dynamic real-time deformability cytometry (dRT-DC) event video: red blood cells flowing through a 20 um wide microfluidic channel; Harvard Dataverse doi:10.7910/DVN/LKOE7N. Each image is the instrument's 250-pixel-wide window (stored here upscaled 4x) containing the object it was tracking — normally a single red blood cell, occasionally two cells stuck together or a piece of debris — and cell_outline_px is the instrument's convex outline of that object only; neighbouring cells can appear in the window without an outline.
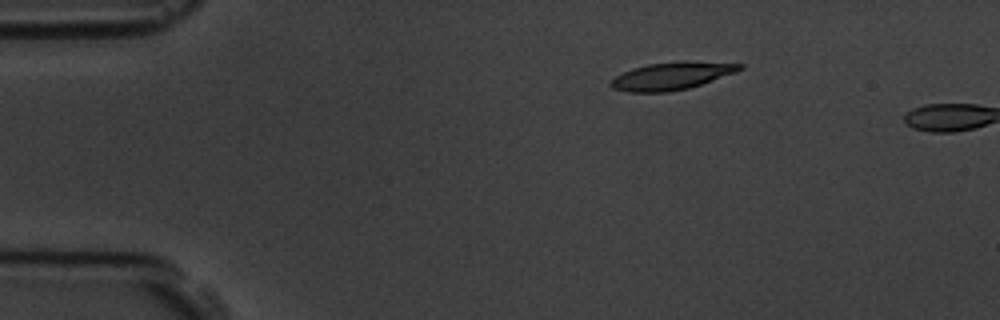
{"species": "common noctule bat (a hibernating species)", "species_latin": "Nyctalus noctula", "temperature_condition": "room temperature", "stored_images_in_passage": 2, "camera_frame_rate_fps": 3000, "um_per_image_px": 0.085, "animal": {"sex": "male", "body_mass_g": 19.5, "forearm_length_mm": 54.6}, "frame": {"image": 1, "passage_image": 1, "time_ms": 0.0, "image_size_px": [1000, 320], "cell_outline_px": [[744, 68], [736, 72], [688, 88], [668, 92], [628, 92], [612, 88], [608, 84], [616, 76], [632, 68], [648, 64], [684, 60], [688, 60], [744, 64]], "centroid_in_image_um": [57.1, 6.44], "position_along_channel_um": 27.9, "area_um2": 20.75}}